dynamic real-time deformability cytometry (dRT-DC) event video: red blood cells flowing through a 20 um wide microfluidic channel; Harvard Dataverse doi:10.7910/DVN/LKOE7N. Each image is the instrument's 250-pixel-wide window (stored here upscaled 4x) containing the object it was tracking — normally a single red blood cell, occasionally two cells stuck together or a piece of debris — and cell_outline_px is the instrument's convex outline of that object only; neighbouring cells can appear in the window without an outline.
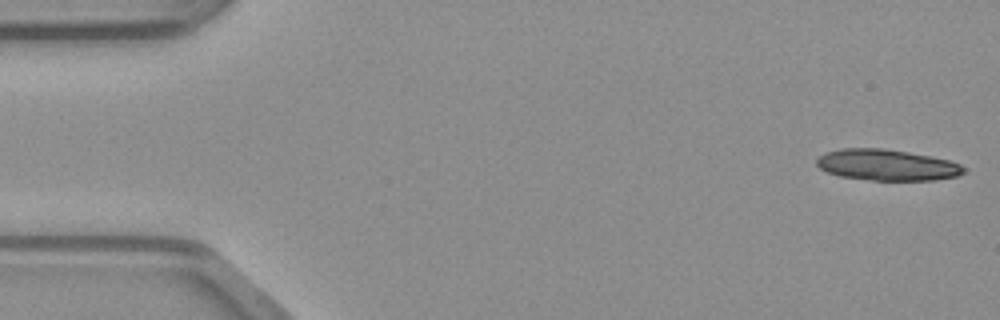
{"species": "common noctule bat (a hibernating species)", "species_latin": "Nyctalus noctula", "temperature_condition": "warm", "stored_images_in_passage": 48, "segment_of_instrument_passage": [1, 2], "camera_frame_rate_fps": 3000, "um_per_image_px": 0.085, "animal": {"sex": "male", "body_mass_g": 23.1, "forearm_length_mm": 52.7}, "frame": {"image": 1, "passage_image": 1, "time_ms": 0.0, "image_size_px": [1000, 320], "cell_outline_px": [[968, 168], [964, 172], [956, 176], [936, 180], [872, 180], [840, 176], [828, 172], [820, 168], [816, 164], [816, 160], [824, 152], [840, 148], [884, 148], [908, 152], [948, 160], [960, 164]], "centroid_in_image_um": [75.38, 14.02], "position_along_channel_um": 9.6, "area_um2": 26.65}}